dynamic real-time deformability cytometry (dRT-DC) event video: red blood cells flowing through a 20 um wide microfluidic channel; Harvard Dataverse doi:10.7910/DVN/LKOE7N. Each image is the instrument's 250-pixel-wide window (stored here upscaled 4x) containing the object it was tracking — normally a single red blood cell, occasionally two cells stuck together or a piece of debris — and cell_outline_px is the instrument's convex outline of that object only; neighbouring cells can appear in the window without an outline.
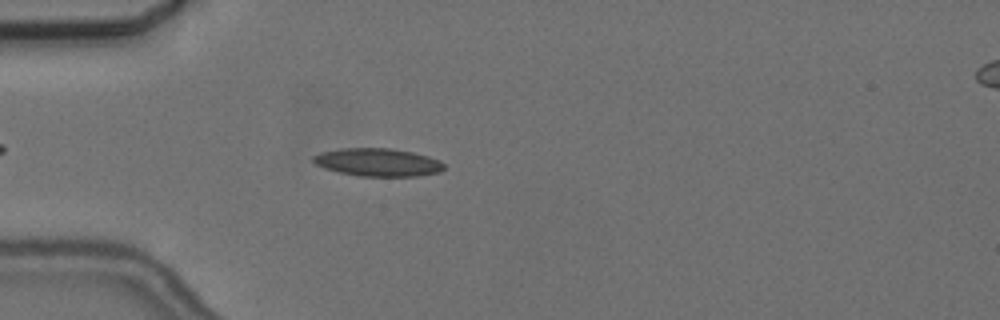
{"species": "common noctule bat (a hibernating species)", "species_latin": "Nyctalus noctula", "temperature_condition": "cold", "stored_images_in_passage": 47, "camera_frame_rate_fps": 3000, "um_per_image_px": 0.085, "animal": {"sex": "female", "body_mass_g": 24.6, "forearm_length_mm": 56.2}, "frame": {"image": 1, "passage_image": 7, "time_ms": 2.0, "image_size_px": [1000, 320], "cell_outline_px": [[444, 168], [440, 172], [416, 176], [360, 176], [340, 172], [324, 168], [316, 164], [312, 160], [312, 156], [320, 152], [340, 148], [392, 148], [412, 152], [428, 156], [440, 160], [444, 164]], "centroid_in_image_um": [32.11, 13.78], "position_along_channel_um": 52.9, "area_um2": 21.33}}
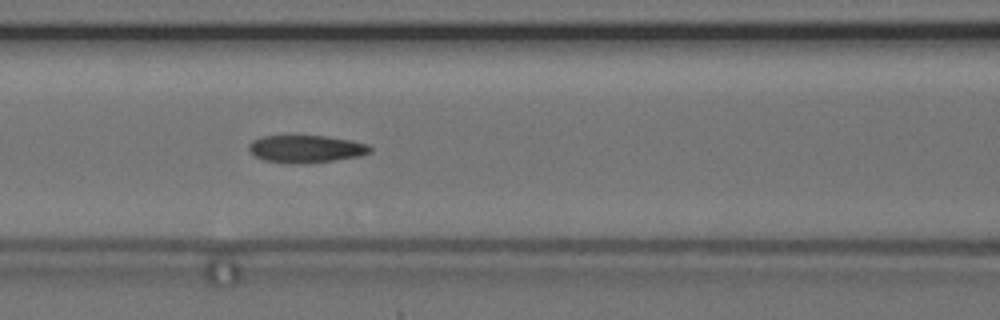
{"frame": {"image": 2, "passage_image": 15, "time_ms": 4.667, "image_size_px": [1000, 320], "cell_outline_px": [[372, 152], [360, 156], [304, 164], [292, 164], [264, 160], [248, 152], [248, 144], [252, 140], [264, 136], [328, 136], [352, 140], [368, 144], [372, 148]], "centroid_in_image_um": [26.01, 12.66], "position_along_channel_um": 140.6, "area_um2": 19.59}}
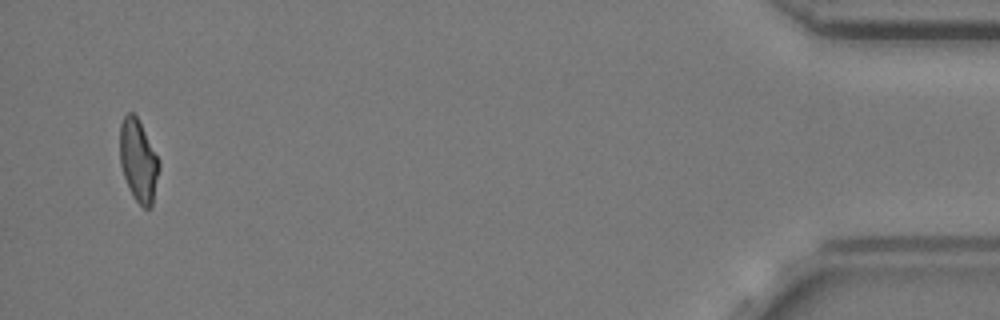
{"frame": {"image": 3, "passage_image": 45, "time_ms": 14.667, "image_size_px": [1000, 320], "cell_outline_px": [[160, 168], [152, 208], [144, 208], [132, 196], [128, 188], [120, 164], [120, 124], [124, 116], [128, 112], [132, 112], [136, 116], [160, 160]], "centroid_in_image_um": [11.77, 13.69], "position_along_channel_um": 423.4, "area_um2": 18.9}, "authors_computed_cell_mechanics": {"area_um2": 20.0566, "velocity_mm_per_s": 3.6599, "shape_relaxation_time_tau1_ms": 8.8417, "shape_relaxation_time_tau2_ms": 2.7267, "deformation_change_tau1": 0.1887, "deformation_change_tau2": 0.1023}}